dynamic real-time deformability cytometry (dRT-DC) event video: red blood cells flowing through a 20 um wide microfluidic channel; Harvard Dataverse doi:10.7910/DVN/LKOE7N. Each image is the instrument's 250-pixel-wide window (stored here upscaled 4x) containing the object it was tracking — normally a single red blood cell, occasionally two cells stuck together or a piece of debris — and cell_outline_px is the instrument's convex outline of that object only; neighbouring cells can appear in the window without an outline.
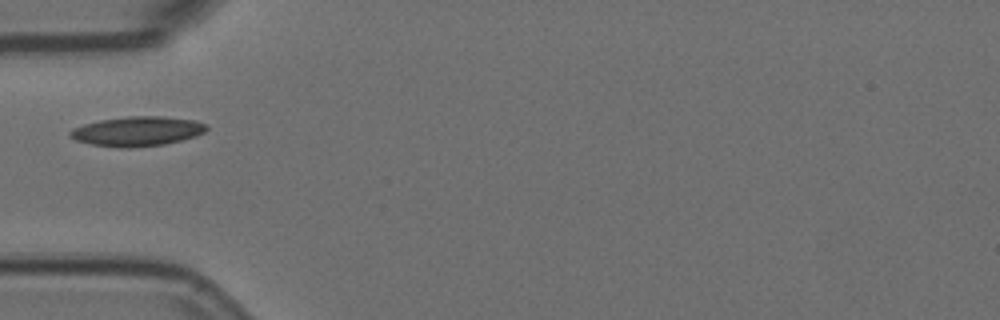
{"species": "Egyptian fruit bat (a non-hibernating species)", "species_latin": "Rousettus aegyptiacus", "temperature_condition": "room temperature", "stored_images_in_passage": 4, "camera_frame_rate_fps": 3000, "um_per_image_px": 0.085, "animal": {"sex": "female"}, "frame": {"image": 1, "passage_image": 4, "time_ms": 1.0, "image_size_px": [1000, 320], "cell_outline_px": [[208, 128], [204, 132], [196, 136], [164, 144], [128, 148], [120, 148], [92, 144], [76, 140], [68, 136], [68, 132], [72, 128], [84, 124], [100, 120], [128, 116], [164, 116], [196, 120], [208, 124]], "centroid_in_image_um": [11.67, 11.15], "position_along_channel_um": 73.3, "area_um2": 23.64}}